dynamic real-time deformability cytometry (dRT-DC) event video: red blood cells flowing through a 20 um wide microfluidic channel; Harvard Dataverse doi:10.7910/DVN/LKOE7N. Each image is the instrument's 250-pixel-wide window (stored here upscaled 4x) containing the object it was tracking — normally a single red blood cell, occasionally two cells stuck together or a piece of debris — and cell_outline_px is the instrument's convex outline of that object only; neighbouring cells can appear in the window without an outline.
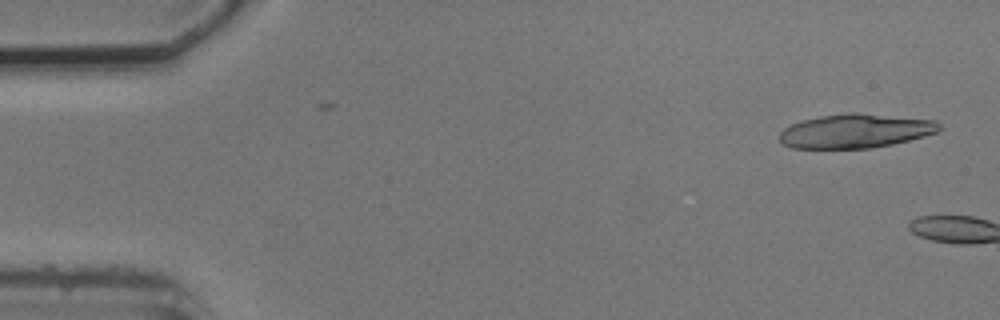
{"species": "common noctule bat (a hibernating species)", "species_latin": "Nyctalus noctula", "temperature_condition": "cold", "stored_images_in_passage": 3, "camera_frame_rate_fps": 3000, "um_per_image_px": 0.085, "animal": {"sex": "male", "body_mass_g": 20.5, "forearm_length_mm": 52.5}, "frame": {"image": 1, "passage_image": 3, "time_ms": 2.333, "image_size_px": [1000, 320], "cell_outline_px": [[940, 128], [936, 132], [924, 136], [892, 144], [872, 148], [792, 148], [784, 144], [780, 140], [780, 132], [784, 128], [800, 120], [820, 116], [848, 112], [856, 112], [936, 120], [940, 124]], "centroid_in_image_um": [72.7, 11.12], "position_along_channel_um": 12.3, "area_um2": 31.67}}